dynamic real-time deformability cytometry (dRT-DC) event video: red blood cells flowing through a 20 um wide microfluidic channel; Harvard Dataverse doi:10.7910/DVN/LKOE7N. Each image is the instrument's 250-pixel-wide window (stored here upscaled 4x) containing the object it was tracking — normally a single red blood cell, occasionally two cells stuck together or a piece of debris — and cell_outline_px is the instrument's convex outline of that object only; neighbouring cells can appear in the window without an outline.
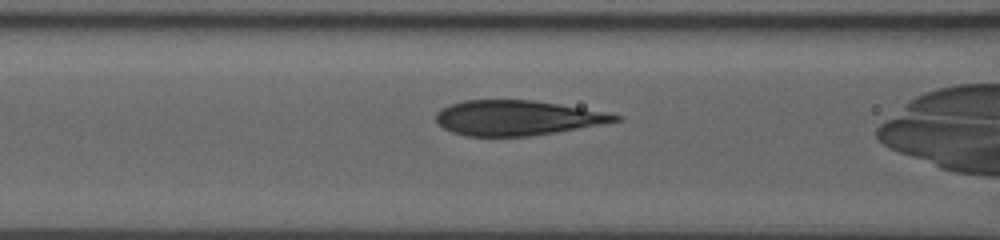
{"species": "human", "species_latin": "Homo sapiens", "temperature_condition": "room temperature", "stored_images_in_passage": 41, "camera_frame_rate_fps": 3000, "um_per_image_px": 0.085, "donor": {"sex": "male"}, "frame": {"image": 1, "passage_image": 20, "time_ms": 6.333, "image_size_px": [1000, 240], "cell_outline_px": [[624, 116], [620, 120], [556, 132], [528, 136], [464, 136], [452, 132], [444, 128], [436, 120], [436, 112], [440, 108], [464, 100], [532, 100], [580, 108]], "centroid_in_image_um": [43.88, 10.02], "position_along_channel_um": 122.7, "area_um2": 35.95}}
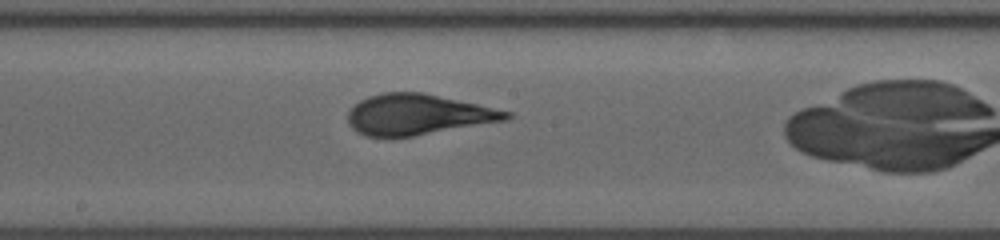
{"frame": {"image": 2, "passage_image": 27, "time_ms": 8.667, "image_size_px": [1000, 240], "cell_outline_px": [[512, 116], [508, 120], [388, 140], [364, 136], [356, 132], [348, 124], [348, 112], [360, 100], [368, 96], [384, 92], [424, 92], [512, 112]], "centroid_in_image_um": [35.46, 9.76], "position_along_channel_um": 212.7, "area_um2": 38.03}}
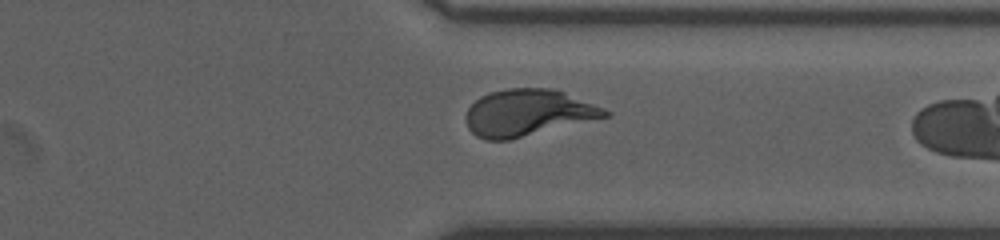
{"frame": {"image": 3, "passage_image": 39, "time_ms": 12.667, "image_size_px": [1000, 240], "cell_outline_px": [[612, 112], [608, 116], [508, 140], [484, 140], [476, 136], [468, 128], [468, 108], [480, 96], [488, 92], [504, 88], [552, 88], [564, 92], [604, 108]], "centroid_in_image_um": [44.85, 9.57], "position_along_channel_um": 366.5, "area_um2": 37.4}}